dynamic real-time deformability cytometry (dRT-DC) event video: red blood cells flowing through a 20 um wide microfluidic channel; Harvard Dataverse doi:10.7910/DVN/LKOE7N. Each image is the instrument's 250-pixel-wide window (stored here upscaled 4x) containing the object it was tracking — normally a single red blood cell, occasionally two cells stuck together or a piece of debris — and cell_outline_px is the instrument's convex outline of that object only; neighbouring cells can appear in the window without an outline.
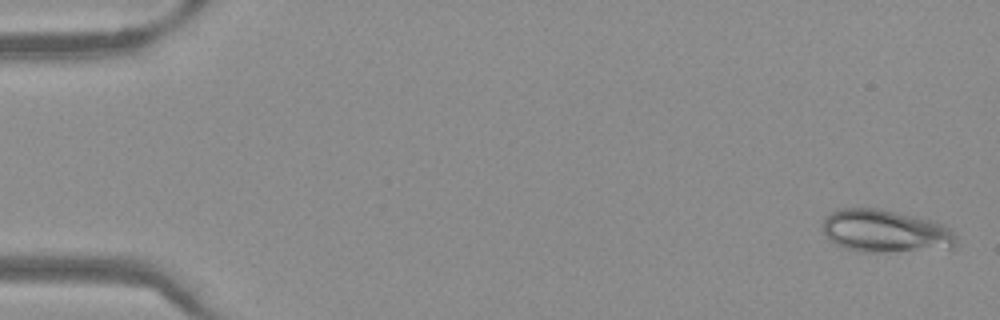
{"species": "Egyptian fruit bat (a non-hibernating species)", "species_latin": "Rousettus aegyptiacus", "temperature_condition": "warm", "stored_images_in_passage": 51, "camera_frame_rate_fps": 3000, "um_per_image_px": 0.085, "frame": {"image": 1, "passage_image": 2, "time_ms": 0.333, "image_size_px": [1000, 320], "cell_outline_px": [[956, 244], [952, 248], [880, 252], [860, 252], [844, 248], [828, 240], [820, 224], [824, 216], [828, 212], [840, 208], [876, 208], [936, 220], [944, 224], [956, 236]], "centroid_in_image_um": [75.2, 19.63], "position_along_channel_um": 9.8, "area_um2": 33.7}}
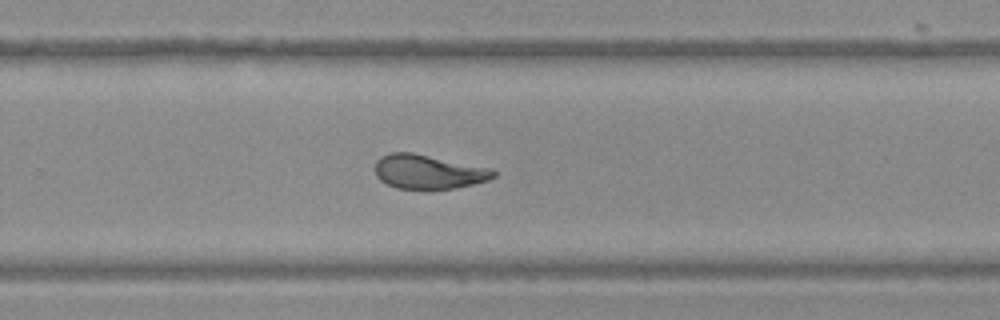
{"frame": {"image": 2, "passage_image": 34, "time_ms": 11.0, "image_size_px": [1000, 320], "cell_outline_px": [[496, 176], [488, 180], [456, 188], [396, 188], [380, 180], [376, 176], [376, 160], [380, 156], [392, 152], [412, 152], [492, 168], [496, 172]], "centroid_in_image_um": [36.42, 14.58], "position_along_channel_um": 293.4, "area_um2": 23.47}}
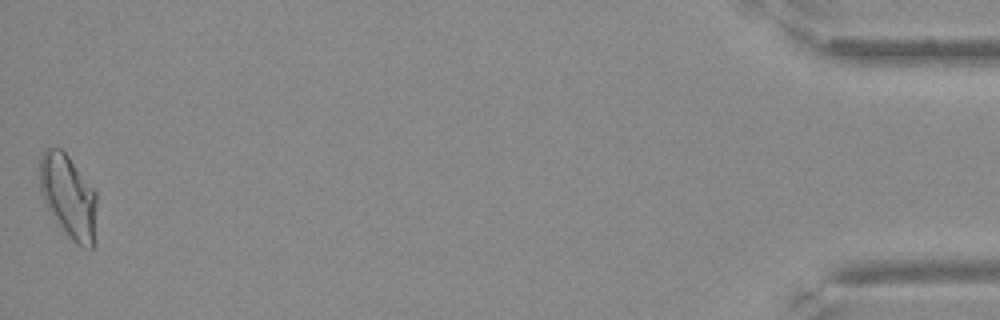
{"frame": {"image": 3, "passage_image": 51, "time_ms": 16.667, "image_size_px": [1000, 320], "cell_outline_px": [[96, 244], [92, 248], [80, 248], [56, 224], [44, 204], [40, 188], [40, 156], [44, 148], [60, 148], [68, 156], [96, 192]], "centroid_in_image_um": [5.82, 16.76], "position_along_channel_um": 429.4, "area_um2": 28.26}}